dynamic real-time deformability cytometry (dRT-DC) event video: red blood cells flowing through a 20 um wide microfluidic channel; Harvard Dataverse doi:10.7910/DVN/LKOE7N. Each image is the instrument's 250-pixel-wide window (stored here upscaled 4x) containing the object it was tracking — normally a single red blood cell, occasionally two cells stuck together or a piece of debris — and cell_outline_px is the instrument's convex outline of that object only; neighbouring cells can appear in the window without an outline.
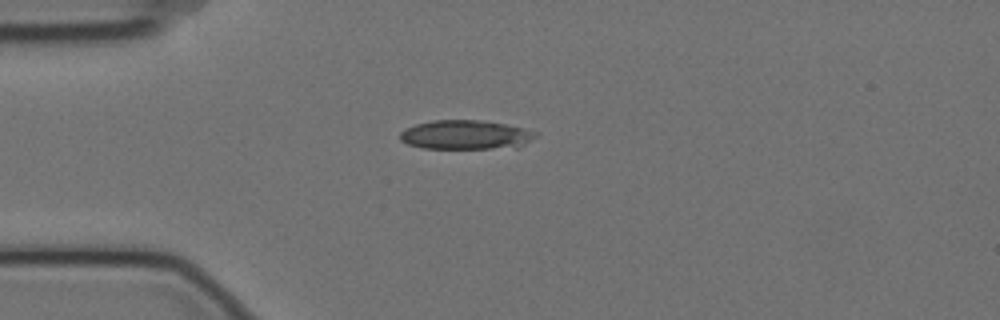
{"species": "Egyptian fruit bat (a non-hibernating species)", "species_latin": "Rousettus aegyptiacus", "temperature_condition": "cold", "stored_images_in_passage": 3, "camera_frame_rate_fps": 3000, "um_per_image_px": 0.085, "animal": {"sex": "female"}, "frame": {"image": 1, "passage_image": 1, "time_ms": 0.0, "image_size_px": [1000, 320], "cell_outline_px": [[540, 132], [536, 136], [520, 148], [424, 148], [408, 144], [400, 140], [400, 132], [404, 128], [416, 124], [432, 120], [484, 120], [504, 124]], "centroid_in_image_um": [39.61, 11.46], "position_along_channel_um": 45.4, "area_um2": 23.24}}